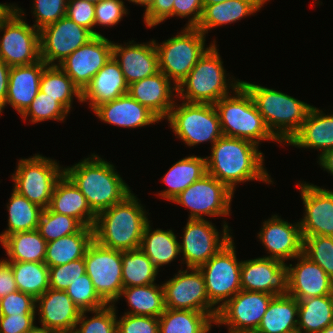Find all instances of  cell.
I'll use <instances>...</instances> for the list:
<instances>
[{"instance_id":"obj_26","label":"cell","mask_w":333,"mask_h":333,"mask_svg":"<svg viewBox=\"0 0 333 333\" xmlns=\"http://www.w3.org/2000/svg\"><path fill=\"white\" fill-rule=\"evenodd\" d=\"M93 112L104 123L128 129H138L161 122L151 111L129 94L100 104Z\"/></svg>"},{"instance_id":"obj_18","label":"cell","mask_w":333,"mask_h":333,"mask_svg":"<svg viewBox=\"0 0 333 333\" xmlns=\"http://www.w3.org/2000/svg\"><path fill=\"white\" fill-rule=\"evenodd\" d=\"M113 42L103 35L94 36L77 48L58 66L83 91L95 74L112 57Z\"/></svg>"},{"instance_id":"obj_32","label":"cell","mask_w":333,"mask_h":333,"mask_svg":"<svg viewBox=\"0 0 333 333\" xmlns=\"http://www.w3.org/2000/svg\"><path fill=\"white\" fill-rule=\"evenodd\" d=\"M205 174H207L205 157L192 155L180 159L161 178L168 188L161 190L158 195L172 202L182 191Z\"/></svg>"},{"instance_id":"obj_37","label":"cell","mask_w":333,"mask_h":333,"mask_svg":"<svg viewBox=\"0 0 333 333\" xmlns=\"http://www.w3.org/2000/svg\"><path fill=\"white\" fill-rule=\"evenodd\" d=\"M0 244L6 251L7 261L44 262L46 240L39 231L16 232L6 236Z\"/></svg>"},{"instance_id":"obj_53","label":"cell","mask_w":333,"mask_h":333,"mask_svg":"<svg viewBox=\"0 0 333 333\" xmlns=\"http://www.w3.org/2000/svg\"><path fill=\"white\" fill-rule=\"evenodd\" d=\"M123 0H101L95 4V26L113 27L117 25L128 9Z\"/></svg>"},{"instance_id":"obj_67","label":"cell","mask_w":333,"mask_h":333,"mask_svg":"<svg viewBox=\"0 0 333 333\" xmlns=\"http://www.w3.org/2000/svg\"><path fill=\"white\" fill-rule=\"evenodd\" d=\"M228 333H257L256 331H228Z\"/></svg>"},{"instance_id":"obj_64","label":"cell","mask_w":333,"mask_h":333,"mask_svg":"<svg viewBox=\"0 0 333 333\" xmlns=\"http://www.w3.org/2000/svg\"><path fill=\"white\" fill-rule=\"evenodd\" d=\"M229 0H203V5H214L217 3L225 2Z\"/></svg>"},{"instance_id":"obj_58","label":"cell","mask_w":333,"mask_h":333,"mask_svg":"<svg viewBox=\"0 0 333 333\" xmlns=\"http://www.w3.org/2000/svg\"><path fill=\"white\" fill-rule=\"evenodd\" d=\"M11 264L5 259L0 260V299L17 291Z\"/></svg>"},{"instance_id":"obj_8","label":"cell","mask_w":333,"mask_h":333,"mask_svg":"<svg viewBox=\"0 0 333 333\" xmlns=\"http://www.w3.org/2000/svg\"><path fill=\"white\" fill-rule=\"evenodd\" d=\"M166 120L175 136L190 147L208 141L213 146L223 136L214 104L177 102Z\"/></svg>"},{"instance_id":"obj_62","label":"cell","mask_w":333,"mask_h":333,"mask_svg":"<svg viewBox=\"0 0 333 333\" xmlns=\"http://www.w3.org/2000/svg\"><path fill=\"white\" fill-rule=\"evenodd\" d=\"M128 2H132L134 4L144 6L145 11L153 4L155 0H127Z\"/></svg>"},{"instance_id":"obj_24","label":"cell","mask_w":333,"mask_h":333,"mask_svg":"<svg viewBox=\"0 0 333 333\" xmlns=\"http://www.w3.org/2000/svg\"><path fill=\"white\" fill-rule=\"evenodd\" d=\"M128 94L162 121L167 119L176 102L177 87L164 73L159 71L152 76L131 83L128 86Z\"/></svg>"},{"instance_id":"obj_44","label":"cell","mask_w":333,"mask_h":333,"mask_svg":"<svg viewBox=\"0 0 333 333\" xmlns=\"http://www.w3.org/2000/svg\"><path fill=\"white\" fill-rule=\"evenodd\" d=\"M84 226L75 218L55 213L49 208L42 210L38 228L40 235L51 242L61 237L79 232Z\"/></svg>"},{"instance_id":"obj_46","label":"cell","mask_w":333,"mask_h":333,"mask_svg":"<svg viewBox=\"0 0 333 333\" xmlns=\"http://www.w3.org/2000/svg\"><path fill=\"white\" fill-rule=\"evenodd\" d=\"M82 311L75 326L76 333H116L117 312L115 305H106L105 307L90 311L94 314L92 318L88 317Z\"/></svg>"},{"instance_id":"obj_25","label":"cell","mask_w":333,"mask_h":333,"mask_svg":"<svg viewBox=\"0 0 333 333\" xmlns=\"http://www.w3.org/2000/svg\"><path fill=\"white\" fill-rule=\"evenodd\" d=\"M35 308L39 323L49 330L75 329L81 314L65 291L51 288L36 299Z\"/></svg>"},{"instance_id":"obj_4","label":"cell","mask_w":333,"mask_h":333,"mask_svg":"<svg viewBox=\"0 0 333 333\" xmlns=\"http://www.w3.org/2000/svg\"><path fill=\"white\" fill-rule=\"evenodd\" d=\"M251 94L266 126L280 144H288L299 132L312 106L260 84L241 81Z\"/></svg>"},{"instance_id":"obj_57","label":"cell","mask_w":333,"mask_h":333,"mask_svg":"<svg viewBox=\"0 0 333 333\" xmlns=\"http://www.w3.org/2000/svg\"><path fill=\"white\" fill-rule=\"evenodd\" d=\"M36 315L0 316V333H27L35 326Z\"/></svg>"},{"instance_id":"obj_52","label":"cell","mask_w":333,"mask_h":333,"mask_svg":"<svg viewBox=\"0 0 333 333\" xmlns=\"http://www.w3.org/2000/svg\"><path fill=\"white\" fill-rule=\"evenodd\" d=\"M116 333H159V319L124 313L116 320Z\"/></svg>"},{"instance_id":"obj_2","label":"cell","mask_w":333,"mask_h":333,"mask_svg":"<svg viewBox=\"0 0 333 333\" xmlns=\"http://www.w3.org/2000/svg\"><path fill=\"white\" fill-rule=\"evenodd\" d=\"M64 173L81 191L96 215L133 192L115 166L95 153L71 167H65Z\"/></svg>"},{"instance_id":"obj_50","label":"cell","mask_w":333,"mask_h":333,"mask_svg":"<svg viewBox=\"0 0 333 333\" xmlns=\"http://www.w3.org/2000/svg\"><path fill=\"white\" fill-rule=\"evenodd\" d=\"M86 273L84 258L49 267V288L65 291L70 283Z\"/></svg>"},{"instance_id":"obj_3","label":"cell","mask_w":333,"mask_h":333,"mask_svg":"<svg viewBox=\"0 0 333 333\" xmlns=\"http://www.w3.org/2000/svg\"><path fill=\"white\" fill-rule=\"evenodd\" d=\"M132 192L121 202L102 211L93 225V238L100 245L114 250L140 248L148 212Z\"/></svg>"},{"instance_id":"obj_14","label":"cell","mask_w":333,"mask_h":333,"mask_svg":"<svg viewBox=\"0 0 333 333\" xmlns=\"http://www.w3.org/2000/svg\"><path fill=\"white\" fill-rule=\"evenodd\" d=\"M222 226V232H218L207 219H188L183 228L182 243H179L183 256L181 264H186L187 268H199L228 244L233 239L232 230L226 221Z\"/></svg>"},{"instance_id":"obj_48","label":"cell","mask_w":333,"mask_h":333,"mask_svg":"<svg viewBox=\"0 0 333 333\" xmlns=\"http://www.w3.org/2000/svg\"><path fill=\"white\" fill-rule=\"evenodd\" d=\"M303 254L333 279V237H303Z\"/></svg>"},{"instance_id":"obj_39","label":"cell","mask_w":333,"mask_h":333,"mask_svg":"<svg viewBox=\"0 0 333 333\" xmlns=\"http://www.w3.org/2000/svg\"><path fill=\"white\" fill-rule=\"evenodd\" d=\"M122 297L131 308L126 314L159 318L166 309L163 287L157 283L123 288L119 299Z\"/></svg>"},{"instance_id":"obj_42","label":"cell","mask_w":333,"mask_h":333,"mask_svg":"<svg viewBox=\"0 0 333 333\" xmlns=\"http://www.w3.org/2000/svg\"><path fill=\"white\" fill-rule=\"evenodd\" d=\"M158 272L140 248L122 251L123 288L154 284Z\"/></svg>"},{"instance_id":"obj_12","label":"cell","mask_w":333,"mask_h":333,"mask_svg":"<svg viewBox=\"0 0 333 333\" xmlns=\"http://www.w3.org/2000/svg\"><path fill=\"white\" fill-rule=\"evenodd\" d=\"M234 193L215 177L205 174L182 191L172 202L189 208L188 219L230 216Z\"/></svg>"},{"instance_id":"obj_33","label":"cell","mask_w":333,"mask_h":333,"mask_svg":"<svg viewBox=\"0 0 333 333\" xmlns=\"http://www.w3.org/2000/svg\"><path fill=\"white\" fill-rule=\"evenodd\" d=\"M298 300L290 295L274 296L256 330L257 333H297Z\"/></svg>"},{"instance_id":"obj_45","label":"cell","mask_w":333,"mask_h":333,"mask_svg":"<svg viewBox=\"0 0 333 333\" xmlns=\"http://www.w3.org/2000/svg\"><path fill=\"white\" fill-rule=\"evenodd\" d=\"M70 113L58 99L46 96V93L38 92L35 99L20 115L22 120L28 119L31 123L44 122L46 120H54L63 122Z\"/></svg>"},{"instance_id":"obj_21","label":"cell","mask_w":333,"mask_h":333,"mask_svg":"<svg viewBox=\"0 0 333 333\" xmlns=\"http://www.w3.org/2000/svg\"><path fill=\"white\" fill-rule=\"evenodd\" d=\"M260 242L270 254L271 259L285 263L303 253V237L300 222L290 223L284 221L277 214L264 220L263 226L257 235Z\"/></svg>"},{"instance_id":"obj_23","label":"cell","mask_w":333,"mask_h":333,"mask_svg":"<svg viewBox=\"0 0 333 333\" xmlns=\"http://www.w3.org/2000/svg\"><path fill=\"white\" fill-rule=\"evenodd\" d=\"M288 265V295L298 301L305 298L333 295V279L303 253Z\"/></svg>"},{"instance_id":"obj_6","label":"cell","mask_w":333,"mask_h":333,"mask_svg":"<svg viewBox=\"0 0 333 333\" xmlns=\"http://www.w3.org/2000/svg\"><path fill=\"white\" fill-rule=\"evenodd\" d=\"M214 106L223 136L246 139L257 145L262 141L280 143L269 131L251 94L242 84L234 90L233 95L222 97Z\"/></svg>"},{"instance_id":"obj_43","label":"cell","mask_w":333,"mask_h":333,"mask_svg":"<svg viewBox=\"0 0 333 333\" xmlns=\"http://www.w3.org/2000/svg\"><path fill=\"white\" fill-rule=\"evenodd\" d=\"M8 262L19 291L37 299L49 289V267L44 262Z\"/></svg>"},{"instance_id":"obj_36","label":"cell","mask_w":333,"mask_h":333,"mask_svg":"<svg viewBox=\"0 0 333 333\" xmlns=\"http://www.w3.org/2000/svg\"><path fill=\"white\" fill-rule=\"evenodd\" d=\"M333 324V295L298 301L297 333H320Z\"/></svg>"},{"instance_id":"obj_66","label":"cell","mask_w":333,"mask_h":333,"mask_svg":"<svg viewBox=\"0 0 333 333\" xmlns=\"http://www.w3.org/2000/svg\"><path fill=\"white\" fill-rule=\"evenodd\" d=\"M320 333H333V324L330 326H327L324 330H322Z\"/></svg>"},{"instance_id":"obj_55","label":"cell","mask_w":333,"mask_h":333,"mask_svg":"<svg viewBox=\"0 0 333 333\" xmlns=\"http://www.w3.org/2000/svg\"><path fill=\"white\" fill-rule=\"evenodd\" d=\"M203 13V0H174L173 17L188 18L185 27L196 28ZM190 17V18H189Z\"/></svg>"},{"instance_id":"obj_31","label":"cell","mask_w":333,"mask_h":333,"mask_svg":"<svg viewBox=\"0 0 333 333\" xmlns=\"http://www.w3.org/2000/svg\"><path fill=\"white\" fill-rule=\"evenodd\" d=\"M269 0H229L214 5H203V13L197 29L205 36L218 26L234 23L253 15Z\"/></svg>"},{"instance_id":"obj_61","label":"cell","mask_w":333,"mask_h":333,"mask_svg":"<svg viewBox=\"0 0 333 333\" xmlns=\"http://www.w3.org/2000/svg\"><path fill=\"white\" fill-rule=\"evenodd\" d=\"M14 5L15 4H10V3L9 4L0 3V23L14 8Z\"/></svg>"},{"instance_id":"obj_13","label":"cell","mask_w":333,"mask_h":333,"mask_svg":"<svg viewBox=\"0 0 333 333\" xmlns=\"http://www.w3.org/2000/svg\"><path fill=\"white\" fill-rule=\"evenodd\" d=\"M84 261L86 274L94 289L107 305H115L123 289L122 251L104 247L93 240Z\"/></svg>"},{"instance_id":"obj_16","label":"cell","mask_w":333,"mask_h":333,"mask_svg":"<svg viewBox=\"0 0 333 333\" xmlns=\"http://www.w3.org/2000/svg\"><path fill=\"white\" fill-rule=\"evenodd\" d=\"M94 35L67 16L40 30V59L47 65H59Z\"/></svg>"},{"instance_id":"obj_54","label":"cell","mask_w":333,"mask_h":333,"mask_svg":"<svg viewBox=\"0 0 333 333\" xmlns=\"http://www.w3.org/2000/svg\"><path fill=\"white\" fill-rule=\"evenodd\" d=\"M66 16L78 25L88 29L94 36L102 35L94 30L95 4L84 0H68Z\"/></svg>"},{"instance_id":"obj_65","label":"cell","mask_w":333,"mask_h":333,"mask_svg":"<svg viewBox=\"0 0 333 333\" xmlns=\"http://www.w3.org/2000/svg\"><path fill=\"white\" fill-rule=\"evenodd\" d=\"M50 333H76L75 329L52 330Z\"/></svg>"},{"instance_id":"obj_49","label":"cell","mask_w":333,"mask_h":333,"mask_svg":"<svg viewBox=\"0 0 333 333\" xmlns=\"http://www.w3.org/2000/svg\"><path fill=\"white\" fill-rule=\"evenodd\" d=\"M67 4L68 0H34L31 8L35 17L33 26L40 31L43 27L57 22L66 16Z\"/></svg>"},{"instance_id":"obj_29","label":"cell","mask_w":333,"mask_h":333,"mask_svg":"<svg viewBox=\"0 0 333 333\" xmlns=\"http://www.w3.org/2000/svg\"><path fill=\"white\" fill-rule=\"evenodd\" d=\"M48 208L55 213L71 216L83 226L91 228L97 216L87 199L65 173L55 184Z\"/></svg>"},{"instance_id":"obj_5","label":"cell","mask_w":333,"mask_h":333,"mask_svg":"<svg viewBox=\"0 0 333 333\" xmlns=\"http://www.w3.org/2000/svg\"><path fill=\"white\" fill-rule=\"evenodd\" d=\"M216 45L213 43L204 52L187 77L177 87V98L181 99L180 101L215 104L222 97L231 94L241 84V80H235L233 76L228 77L230 75L224 69ZM231 88L233 91L229 92Z\"/></svg>"},{"instance_id":"obj_10","label":"cell","mask_w":333,"mask_h":333,"mask_svg":"<svg viewBox=\"0 0 333 333\" xmlns=\"http://www.w3.org/2000/svg\"><path fill=\"white\" fill-rule=\"evenodd\" d=\"M22 8L14 5L1 21L0 59L10 67L27 66L40 61V31L24 20Z\"/></svg>"},{"instance_id":"obj_47","label":"cell","mask_w":333,"mask_h":333,"mask_svg":"<svg viewBox=\"0 0 333 333\" xmlns=\"http://www.w3.org/2000/svg\"><path fill=\"white\" fill-rule=\"evenodd\" d=\"M65 292L81 312L98 310L107 305L96 293L93 282L86 273L72 281Z\"/></svg>"},{"instance_id":"obj_56","label":"cell","mask_w":333,"mask_h":333,"mask_svg":"<svg viewBox=\"0 0 333 333\" xmlns=\"http://www.w3.org/2000/svg\"><path fill=\"white\" fill-rule=\"evenodd\" d=\"M174 0H155L153 4L143 13V21L146 27H156L161 22L173 17Z\"/></svg>"},{"instance_id":"obj_38","label":"cell","mask_w":333,"mask_h":333,"mask_svg":"<svg viewBox=\"0 0 333 333\" xmlns=\"http://www.w3.org/2000/svg\"><path fill=\"white\" fill-rule=\"evenodd\" d=\"M159 319V333H209L215 319L200 311L168 309Z\"/></svg>"},{"instance_id":"obj_19","label":"cell","mask_w":333,"mask_h":333,"mask_svg":"<svg viewBox=\"0 0 333 333\" xmlns=\"http://www.w3.org/2000/svg\"><path fill=\"white\" fill-rule=\"evenodd\" d=\"M301 182L297 185L305 211L299 221L302 237H333V191Z\"/></svg>"},{"instance_id":"obj_68","label":"cell","mask_w":333,"mask_h":333,"mask_svg":"<svg viewBox=\"0 0 333 333\" xmlns=\"http://www.w3.org/2000/svg\"><path fill=\"white\" fill-rule=\"evenodd\" d=\"M93 4H97L98 2H100L101 0H84Z\"/></svg>"},{"instance_id":"obj_7","label":"cell","mask_w":333,"mask_h":333,"mask_svg":"<svg viewBox=\"0 0 333 333\" xmlns=\"http://www.w3.org/2000/svg\"><path fill=\"white\" fill-rule=\"evenodd\" d=\"M206 36L197 28L184 27L177 35L161 44H154L158 53L159 71L178 87L193 69L198 59L215 43L205 47ZM208 46V47H207Z\"/></svg>"},{"instance_id":"obj_9","label":"cell","mask_w":333,"mask_h":333,"mask_svg":"<svg viewBox=\"0 0 333 333\" xmlns=\"http://www.w3.org/2000/svg\"><path fill=\"white\" fill-rule=\"evenodd\" d=\"M17 163L16 171L11 176L13 190L41 208H48L55 184L63 175L64 168L57 160L38 153L27 159L21 158Z\"/></svg>"},{"instance_id":"obj_17","label":"cell","mask_w":333,"mask_h":333,"mask_svg":"<svg viewBox=\"0 0 333 333\" xmlns=\"http://www.w3.org/2000/svg\"><path fill=\"white\" fill-rule=\"evenodd\" d=\"M274 295L240 290L218 309L215 325L228 331H256Z\"/></svg>"},{"instance_id":"obj_40","label":"cell","mask_w":333,"mask_h":333,"mask_svg":"<svg viewBox=\"0 0 333 333\" xmlns=\"http://www.w3.org/2000/svg\"><path fill=\"white\" fill-rule=\"evenodd\" d=\"M8 210V227L0 234V242L8 235L16 232L33 231L38 228L43 208L30 202L27 198L12 190Z\"/></svg>"},{"instance_id":"obj_1","label":"cell","mask_w":333,"mask_h":333,"mask_svg":"<svg viewBox=\"0 0 333 333\" xmlns=\"http://www.w3.org/2000/svg\"><path fill=\"white\" fill-rule=\"evenodd\" d=\"M252 141L222 136L206 156L207 173L224 183L233 193L240 183L262 181L273 184L264 168V155Z\"/></svg>"},{"instance_id":"obj_59","label":"cell","mask_w":333,"mask_h":333,"mask_svg":"<svg viewBox=\"0 0 333 333\" xmlns=\"http://www.w3.org/2000/svg\"><path fill=\"white\" fill-rule=\"evenodd\" d=\"M10 68L0 59V109L5 105L7 98Z\"/></svg>"},{"instance_id":"obj_30","label":"cell","mask_w":333,"mask_h":333,"mask_svg":"<svg viewBox=\"0 0 333 333\" xmlns=\"http://www.w3.org/2000/svg\"><path fill=\"white\" fill-rule=\"evenodd\" d=\"M287 145L305 149H318L321 157L333 148V114L324 113L319 108L310 109L299 132Z\"/></svg>"},{"instance_id":"obj_41","label":"cell","mask_w":333,"mask_h":333,"mask_svg":"<svg viewBox=\"0 0 333 333\" xmlns=\"http://www.w3.org/2000/svg\"><path fill=\"white\" fill-rule=\"evenodd\" d=\"M39 91L58 101L70 112L74 97L81 102L82 91L72 79L58 66L47 65L40 79Z\"/></svg>"},{"instance_id":"obj_51","label":"cell","mask_w":333,"mask_h":333,"mask_svg":"<svg viewBox=\"0 0 333 333\" xmlns=\"http://www.w3.org/2000/svg\"><path fill=\"white\" fill-rule=\"evenodd\" d=\"M36 299L19 290L0 299V316L36 315Z\"/></svg>"},{"instance_id":"obj_27","label":"cell","mask_w":333,"mask_h":333,"mask_svg":"<svg viewBox=\"0 0 333 333\" xmlns=\"http://www.w3.org/2000/svg\"><path fill=\"white\" fill-rule=\"evenodd\" d=\"M46 66L40 60L31 65L10 68L7 98L0 115L7 105H11L20 115L27 109L39 92L40 79Z\"/></svg>"},{"instance_id":"obj_60","label":"cell","mask_w":333,"mask_h":333,"mask_svg":"<svg viewBox=\"0 0 333 333\" xmlns=\"http://www.w3.org/2000/svg\"><path fill=\"white\" fill-rule=\"evenodd\" d=\"M317 163L321 166L320 168H323L324 171L326 170L328 174L330 173L333 176V148L319 157Z\"/></svg>"},{"instance_id":"obj_15","label":"cell","mask_w":333,"mask_h":333,"mask_svg":"<svg viewBox=\"0 0 333 333\" xmlns=\"http://www.w3.org/2000/svg\"><path fill=\"white\" fill-rule=\"evenodd\" d=\"M162 287L166 308L200 311L216 319L218 309L209 301L205 279L198 268L178 270Z\"/></svg>"},{"instance_id":"obj_22","label":"cell","mask_w":333,"mask_h":333,"mask_svg":"<svg viewBox=\"0 0 333 333\" xmlns=\"http://www.w3.org/2000/svg\"><path fill=\"white\" fill-rule=\"evenodd\" d=\"M112 56L119 63L128 85L159 72L154 39L141 44L135 43L134 40L124 44L113 42Z\"/></svg>"},{"instance_id":"obj_11","label":"cell","mask_w":333,"mask_h":333,"mask_svg":"<svg viewBox=\"0 0 333 333\" xmlns=\"http://www.w3.org/2000/svg\"><path fill=\"white\" fill-rule=\"evenodd\" d=\"M234 244L232 239L198 268L204 276L209 301L217 309L242 290L240 279L242 260L238 261Z\"/></svg>"},{"instance_id":"obj_20","label":"cell","mask_w":333,"mask_h":333,"mask_svg":"<svg viewBox=\"0 0 333 333\" xmlns=\"http://www.w3.org/2000/svg\"><path fill=\"white\" fill-rule=\"evenodd\" d=\"M240 279L242 290L288 295V265L279 260L268 257L242 260Z\"/></svg>"},{"instance_id":"obj_28","label":"cell","mask_w":333,"mask_h":333,"mask_svg":"<svg viewBox=\"0 0 333 333\" xmlns=\"http://www.w3.org/2000/svg\"><path fill=\"white\" fill-rule=\"evenodd\" d=\"M128 84L119 63L112 56L82 91L81 102L94 110L100 104L128 94Z\"/></svg>"},{"instance_id":"obj_35","label":"cell","mask_w":333,"mask_h":333,"mask_svg":"<svg viewBox=\"0 0 333 333\" xmlns=\"http://www.w3.org/2000/svg\"><path fill=\"white\" fill-rule=\"evenodd\" d=\"M150 225L149 222L144 229L140 249L159 270L181 256L180 242L171 229L162 230L158 228L153 230Z\"/></svg>"},{"instance_id":"obj_34","label":"cell","mask_w":333,"mask_h":333,"mask_svg":"<svg viewBox=\"0 0 333 333\" xmlns=\"http://www.w3.org/2000/svg\"><path fill=\"white\" fill-rule=\"evenodd\" d=\"M93 240V228L84 226L77 233L47 242L44 263L48 267H54L84 258Z\"/></svg>"},{"instance_id":"obj_63","label":"cell","mask_w":333,"mask_h":333,"mask_svg":"<svg viewBox=\"0 0 333 333\" xmlns=\"http://www.w3.org/2000/svg\"><path fill=\"white\" fill-rule=\"evenodd\" d=\"M52 330L47 329L44 326H34L31 330H29L27 333H50Z\"/></svg>"}]
</instances>
